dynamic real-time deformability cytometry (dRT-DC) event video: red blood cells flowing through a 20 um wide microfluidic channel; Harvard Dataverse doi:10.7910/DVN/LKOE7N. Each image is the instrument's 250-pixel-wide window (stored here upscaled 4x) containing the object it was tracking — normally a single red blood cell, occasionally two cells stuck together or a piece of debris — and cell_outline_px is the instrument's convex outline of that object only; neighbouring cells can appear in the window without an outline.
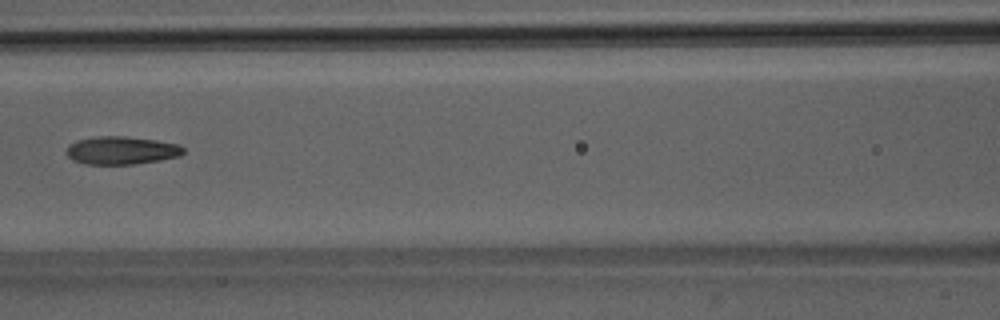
{"species": "Egyptian fruit bat (a non-hibernating species)", "species_latin": "Rousettus aegyptiacus", "temperature_condition": "room temperature", "stored_images_in_passage": 5, "camera_frame_rate_fps": 3000, "um_per_image_px": 0.085, "animal": {"sex": "male"}, "frame": {"image": 1, "passage_image": 5, "time_ms": 4.667, "image_size_px": [1000, 320], "cell_outline_px": [[184, 152], [180, 156], [160, 160], [136, 164], [84, 164], [72, 160], [68, 156], [68, 144], [80, 140], [96, 136], [124, 136], [156, 140], [176, 144], [184, 148]], "centroid_in_image_um": [10.33, 12.79], "position_along_channel_um": 156.3, "area_um2": 18.96}}